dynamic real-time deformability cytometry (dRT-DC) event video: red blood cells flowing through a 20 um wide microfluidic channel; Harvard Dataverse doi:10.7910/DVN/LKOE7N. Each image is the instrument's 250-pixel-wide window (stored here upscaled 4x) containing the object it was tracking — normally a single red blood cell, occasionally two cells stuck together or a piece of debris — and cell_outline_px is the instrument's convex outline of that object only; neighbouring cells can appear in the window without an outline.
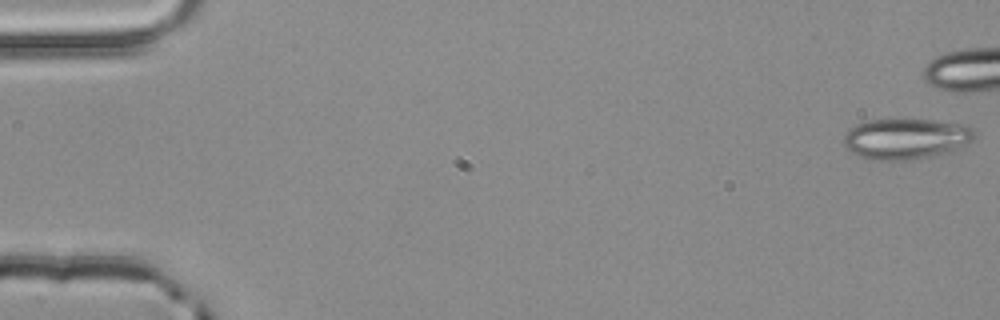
{"species": "common noctule bat (a hibernating species)", "species_latin": "Nyctalus noctula", "temperature_condition": "room temperature", "stored_images_in_passage": 5, "camera_frame_rate_fps": 3000, "um_per_image_px": 0.085, "animal": {"sex": "male", "body_mass_g": 20.4}, "frame": {"image": 1, "passage_image": 1, "time_ms": 0.0, "image_size_px": [1000, 320], "cell_outline_px": [[976, 136], [968, 144], [948, 152], [928, 156], [900, 160], [872, 160], [860, 156], [852, 152], [844, 144], [844, 136], [848, 128], [856, 124], [872, 120], [932, 120], [964, 124], [972, 128], [976, 132]], "centroid_in_image_um": [77.02, 11.78], "position_along_channel_um": 8.0, "area_um2": 30.75}}